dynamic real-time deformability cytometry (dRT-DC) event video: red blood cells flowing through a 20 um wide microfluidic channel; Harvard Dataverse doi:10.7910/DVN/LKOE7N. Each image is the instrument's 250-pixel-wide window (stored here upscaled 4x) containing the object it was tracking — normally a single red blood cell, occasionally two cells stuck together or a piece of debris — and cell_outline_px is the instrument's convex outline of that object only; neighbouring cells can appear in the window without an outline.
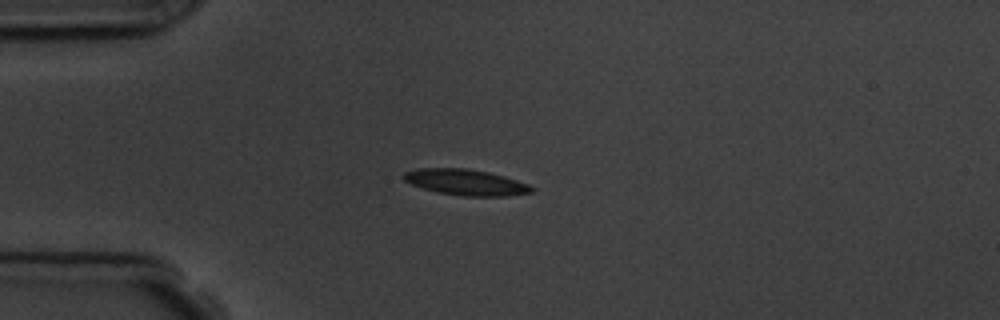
{"species": "common noctule bat (a hibernating species)", "species_latin": "Nyctalus noctula", "temperature_condition": "room temperature", "stored_images_in_passage": 2, "camera_frame_rate_fps": 3000, "um_per_image_px": 0.085, "animal": {"sex": "male", "body_mass_g": 19.5, "forearm_length_mm": 54.6}, "frame": {"image": 1, "passage_image": 1, "time_ms": 0.0, "image_size_px": [1000, 320], "cell_outline_px": [[536, 188], [532, 192], [508, 196], [460, 196], [436, 192], [412, 184], [404, 180], [400, 176], [404, 172], [420, 168], [468, 168], [488, 172], [504, 176], [528, 184]], "centroid_in_image_um": [39.59, 15.49], "position_along_channel_um": 45.4, "area_um2": 19.42}}
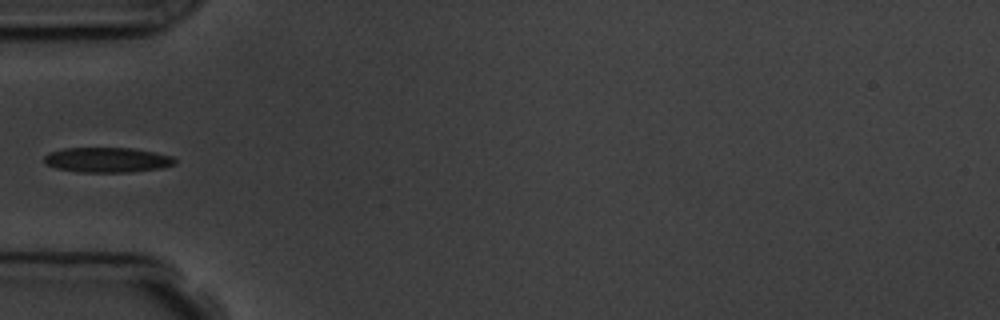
{"frame": {"image": 2, "passage_image": 2, "time_ms": 1.333, "image_size_px": [1000, 320], "cell_outline_px": [[176, 164], [164, 168], [132, 172], [80, 172], [56, 168], [44, 164], [44, 156], [48, 152], [64, 148], [132, 148], [156, 152], [172, 156], [176, 160]], "centroid_in_image_um": [9.13, 13.59], "position_along_channel_um": 75.9, "area_um2": 19.31}}